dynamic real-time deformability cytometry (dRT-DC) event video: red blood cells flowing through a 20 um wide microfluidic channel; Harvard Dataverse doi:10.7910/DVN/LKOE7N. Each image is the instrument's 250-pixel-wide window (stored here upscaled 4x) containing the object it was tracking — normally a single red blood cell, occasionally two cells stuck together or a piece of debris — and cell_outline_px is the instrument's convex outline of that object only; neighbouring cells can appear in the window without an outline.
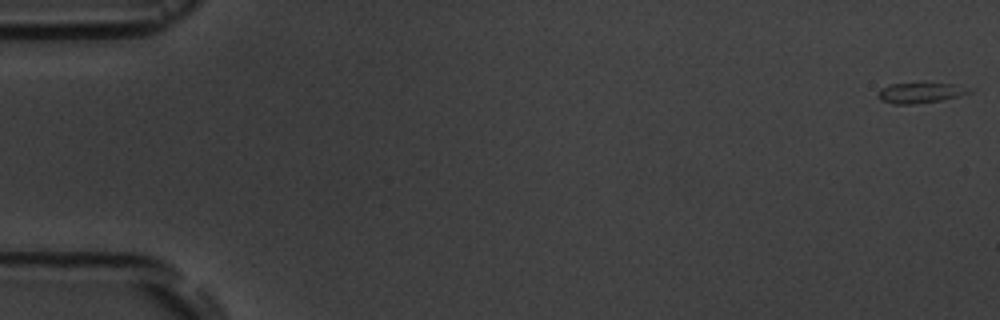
{"species": "common noctule bat (a hibernating species)", "species_latin": "Nyctalus noctula", "temperature_condition": "room temperature", "stored_images_in_passage": 7, "camera_frame_rate_fps": 3000, "um_per_image_px": 0.085, "animal": {"sex": "male", "body_mass_g": 19.5, "forearm_length_mm": 54.6}, "frame": {"image": 1, "passage_image": 1, "time_ms": 0.0, "image_size_px": [1000, 320], "cell_outline_px": [[972, 92], [960, 96], [940, 100], [912, 104], [892, 104], [880, 100], [876, 96], [880, 88], [888, 84], [956, 84]], "centroid_in_image_um": [78.12, 7.9], "position_along_channel_um": 6.9, "area_um2": 10.58}}
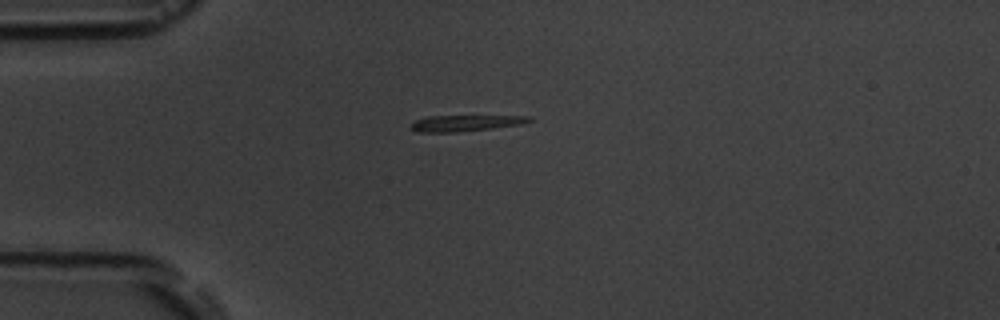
{"frame": {"image": 2, "passage_image": 5, "time_ms": 4.667, "image_size_px": [1000, 320], "cell_outline_px": [[532, 120], [524, 124], [492, 128], [456, 132], [416, 132], [412, 128], [412, 124], [416, 120], [424, 116], [532, 116]], "centroid_in_image_um": [39.59, 10.46], "position_along_channel_um": 45.4, "area_um2": 11.04}}
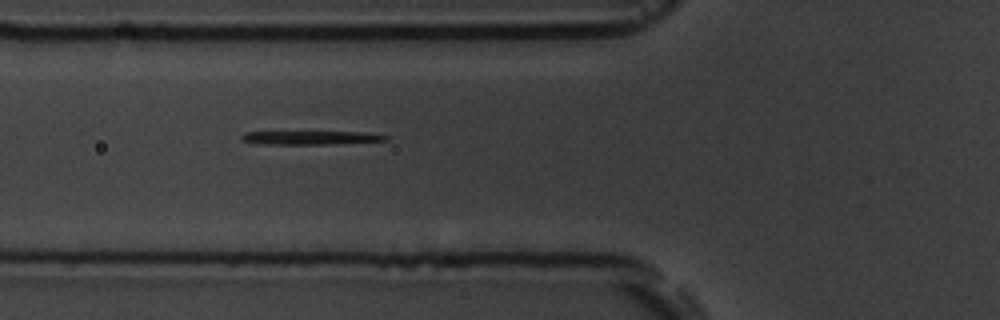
{"frame": {"image": 3, "passage_image": 7, "time_ms": 6.667, "image_size_px": [1000, 320], "cell_outline_px": [[388, 140], [324, 144], [260, 144], [244, 140], [240, 136], [244, 132], [368, 132], [388, 136]], "centroid_in_image_um": [26.41, 11.7], "position_along_channel_um": 99.4, "area_um2": 11.16}}